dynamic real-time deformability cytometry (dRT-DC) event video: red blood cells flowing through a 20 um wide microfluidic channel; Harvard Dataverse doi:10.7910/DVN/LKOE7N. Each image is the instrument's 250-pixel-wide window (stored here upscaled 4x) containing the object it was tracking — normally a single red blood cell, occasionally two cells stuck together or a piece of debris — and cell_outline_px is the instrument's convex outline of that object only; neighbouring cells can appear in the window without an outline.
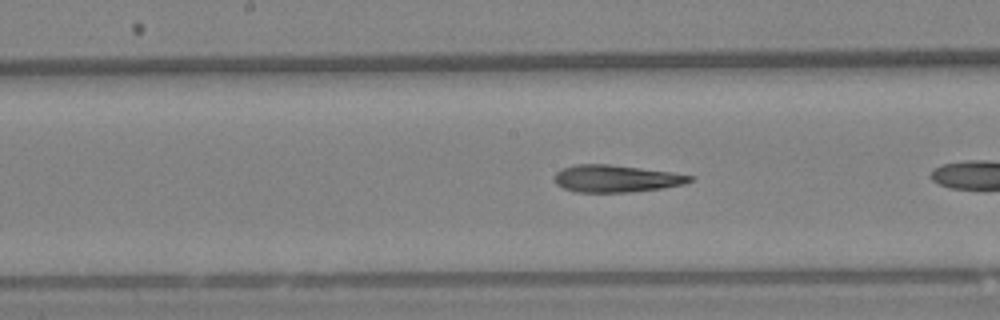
{"species": "Egyptian fruit bat (a non-hibernating species)", "species_latin": "Rousettus aegyptiacus", "temperature_condition": "warm", "stored_images_in_passage": 10, "camera_frame_rate_fps": 3000, "um_per_image_px": 0.085, "animal": {"sex": "female"}, "frame": {"image": 1, "passage_image": 9, "time_ms": 2.667, "image_size_px": [1000, 320], "cell_outline_px": [[696, 176], [692, 180], [684, 184], [664, 188], [628, 192], [576, 192], [564, 188], [556, 184], [556, 172], [564, 168], [576, 164], [608, 164], [672, 172]], "centroid_in_image_um": [52.41, 15.18], "position_along_channel_um": 195.8, "area_um2": 21.33}}